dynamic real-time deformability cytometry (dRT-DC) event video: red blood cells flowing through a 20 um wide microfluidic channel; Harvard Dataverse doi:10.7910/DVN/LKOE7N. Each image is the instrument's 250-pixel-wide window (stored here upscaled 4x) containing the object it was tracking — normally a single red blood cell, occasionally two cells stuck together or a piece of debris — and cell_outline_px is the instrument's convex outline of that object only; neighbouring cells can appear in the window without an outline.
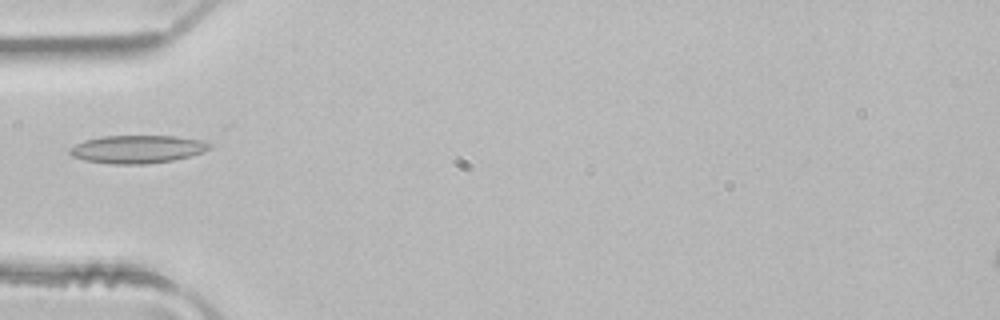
{"species": "common noctule bat (a hibernating species)", "species_latin": "Nyctalus noctula", "temperature_condition": "room temperature", "stored_images_in_passage": 4, "camera_frame_rate_fps": 3000, "um_per_image_px": 0.085, "animal": {"sex": "male", "body_mass_g": 21.5, "forearm_length_mm": 52.0}, "frame": {"image": 1, "passage_image": 4, "time_ms": 1.0, "image_size_px": [1000, 320], "cell_outline_px": [[212, 148], [204, 152], [192, 156], [172, 160], [148, 164], [112, 164], [84, 160], [72, 156], [68, 152], [68, 148], [84, 140], [100, 136], [176, 136], [200, 140], [212, 144]], "centroid_in_image_um": [11.68, 12.68], "position_along_channel_um": 73.3, "area_um2": 23.0}}